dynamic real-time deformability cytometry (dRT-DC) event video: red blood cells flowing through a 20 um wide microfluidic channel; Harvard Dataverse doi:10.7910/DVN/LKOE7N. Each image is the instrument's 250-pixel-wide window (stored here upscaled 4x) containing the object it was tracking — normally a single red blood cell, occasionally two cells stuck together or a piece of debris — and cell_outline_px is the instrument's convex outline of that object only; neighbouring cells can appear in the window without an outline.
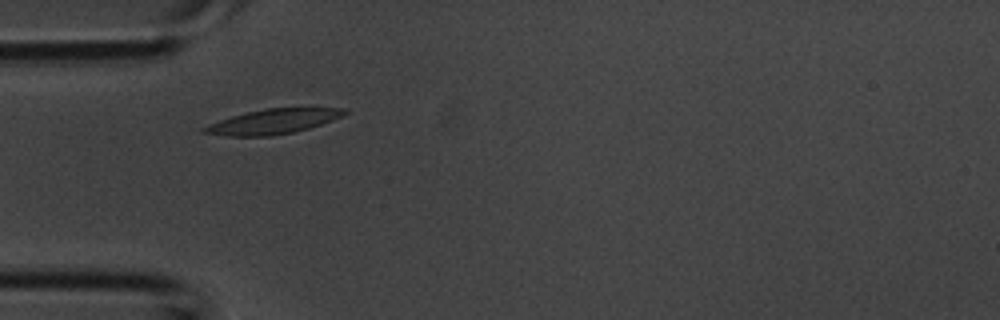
{"species": "common noctule bat (a hibernating species)", "species_latin": "Nyctalus noctula", "temperature_condition": "room temperature", "stored_images_in_passage": 2, "camera_frame_rate_fps": 3000, "um_per_image_px": 0.085, "animal": {"sex": "male", "body_mass_g": 20.1, "forearm_length_mm": 53.5}, "frame": {"image": 1, "passage_image": 2, "time_ms": 0.333, "image_size_px": [1000, 320], "cell_outline_px": [[348, 112], [332, 120], [308, 128], [292, 132], [272, 136], [228, 136], [200, 132], [200, 128], [208, 124], [232, 116], [264, 108], [344, 108]], "centroid_in_image_um": [23.14, 10.33], "position_along_channel_um": 61.9, "area_um2": 20.06}}